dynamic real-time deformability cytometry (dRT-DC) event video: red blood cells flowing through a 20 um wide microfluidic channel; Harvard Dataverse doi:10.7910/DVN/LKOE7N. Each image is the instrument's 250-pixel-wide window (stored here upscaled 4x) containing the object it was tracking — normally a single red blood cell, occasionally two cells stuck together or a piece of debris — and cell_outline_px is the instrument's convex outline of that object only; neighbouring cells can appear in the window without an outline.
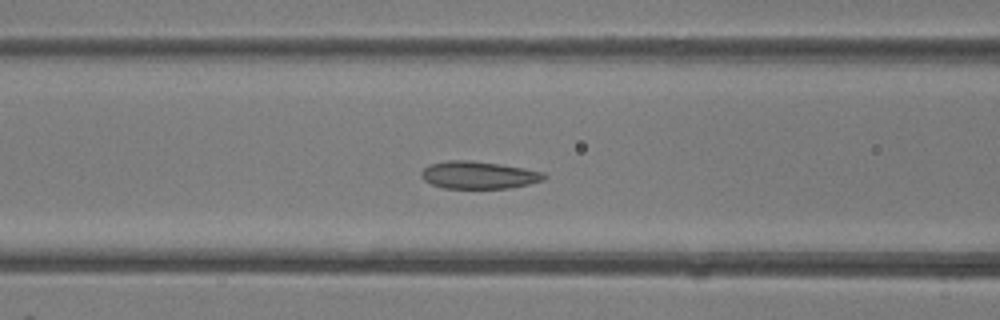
{"species": "common noctule bat (a hibernating species)", "species_latin": "Nyctalus noctula", "temperature_condition": "room temperature", "stored_images_in_passage": 33, "camera_frame_rate_fps": 3000, "um_per_image_px": 0.085, "animal": {"sex": "female"}, "frame": {"image": 1, "passage_image": 8, "time_ms": 2.333, "image_size_px": [1000, 320], "cell_outline_px": [[548, 176], [544, 180], [512, 188], [444, 188], [432, 184], [424, 180], [420, 176], [420, 172], [428, 164], [448, 160], [472, 160], [500, 164], [524, 168], [544, 172]], "centroid_in_image_um": [40.68, 14.87], "position_along_channel_um": 125.9, "area_um2": 19.83}}
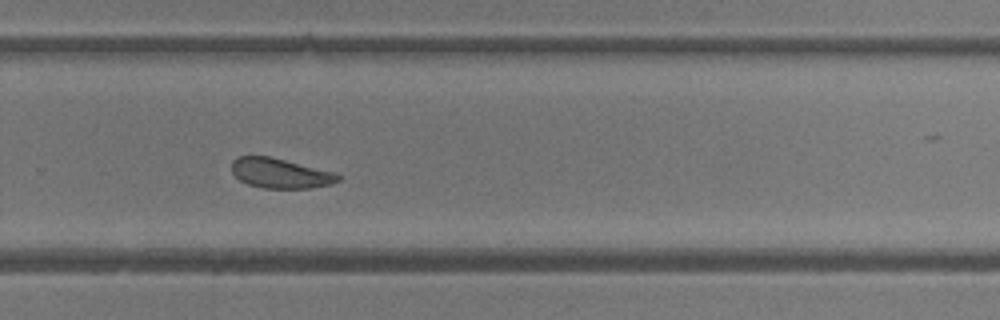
{"frame": {"image": 2, "passage_image": 19, "time_ms": 6.0, "image_size_px": [1000, 320], "cell_outline_px": [[344, 176], [340, 180], [332, 184], [312, 188], [264, 188], [248, 184], [240, 180], [232, 172], [232, 160], [236, 156], [268, 156], [336, 172]], "centroid_in_image_um": [23.87, 14.73], "position_along_channel_um": 305.9, "area_um2": 18.67}}
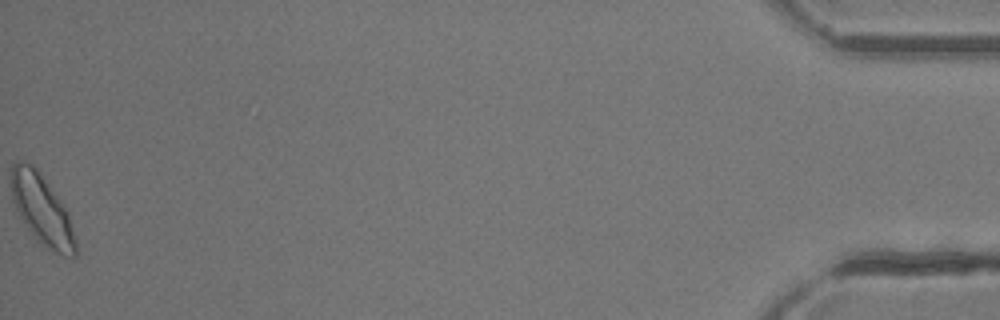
{"frame": {"image": 3, "passage_image": 33, "time_ms": 10.667, "image_size_px": [1000, 320], "cell_outline_px": [[76, 256], [64, 256], [48, 248], [28, 228], [20, 216], [12, 200], [12, 164], [16, 160], [24, 160], [32, 164], [36, 168], [60, 200], [68, 212], [76, 240]], "centroid_in_image_um": [3.57, 17.79], "position_along_channel_um": 431.6, "area_um2": 25.61}}